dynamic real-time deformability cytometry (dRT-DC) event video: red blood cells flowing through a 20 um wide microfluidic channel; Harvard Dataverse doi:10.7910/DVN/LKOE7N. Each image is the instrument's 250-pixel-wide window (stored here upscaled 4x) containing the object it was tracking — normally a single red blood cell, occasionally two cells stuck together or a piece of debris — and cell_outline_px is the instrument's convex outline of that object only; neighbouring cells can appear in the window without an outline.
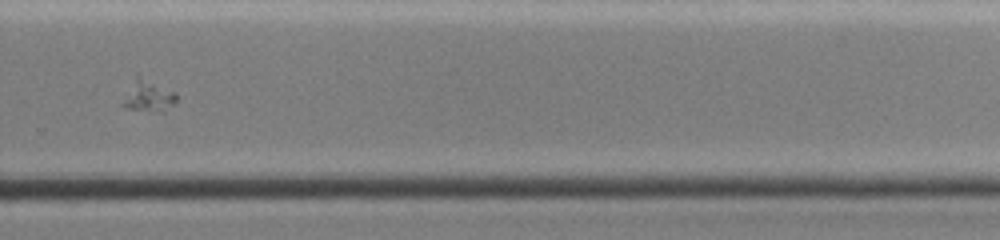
{"species": "common noctule bat (a hibernating species)", "species_latin": "Nyctalus noctula", "temperature_condition": "cold", "stored_images_in_passage": 30, "camera_frame_rate_fps": 3000, "um_per_image_px": 0.085, "animal": {"sex": "female", "body_mass_g": 19.0, "forearm_length_mm": 51.5}, "frame": {"image": 1, "passage_image": 26, "time_ms": 11.667, "image_size_px": [1000, 240], "cell_outline_px": [[176, 100], [172, 104], [160, 112], [128, 108], [120, 104], [136, 72], [176, 92]], "centroid_in_image_um": [12.56, 8.08], "position_along_channel_um": 317.2, "area_um2": 10.0}}